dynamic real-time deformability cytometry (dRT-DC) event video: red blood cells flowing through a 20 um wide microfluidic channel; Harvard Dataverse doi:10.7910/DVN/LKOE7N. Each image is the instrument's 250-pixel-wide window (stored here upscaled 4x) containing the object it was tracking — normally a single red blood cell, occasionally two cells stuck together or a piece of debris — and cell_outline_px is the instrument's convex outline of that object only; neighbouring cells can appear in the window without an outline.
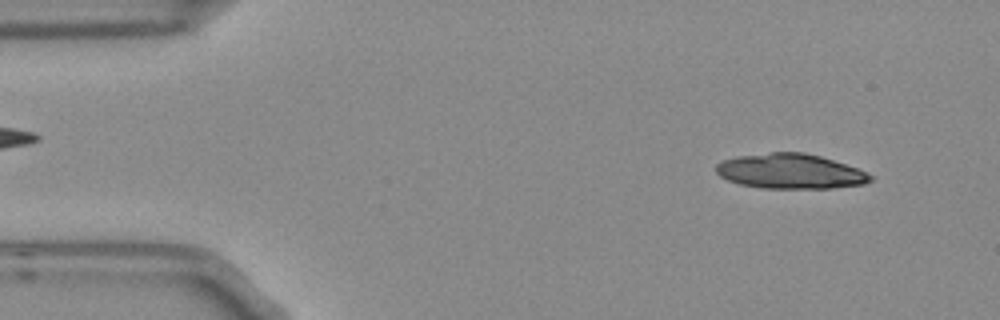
{"species": "Egyptian fruit bat (a non-hibernating species)", "species_latin": "Rousettus aegyptiacus", "temperature_condition": "room temperature", "stored_images_in_passage": 3, "camera_frame_rate_fps": 3000, "um_per_image_px": 0.085, "frame": {"image": 1, "passage_image": 1, "time_ms": 0.0, "image_size_px": [1000, 320], "cell_outline_px": [[872, 180], [864, 184], [832, 188], [760, 188], [740, 184], [728, 180], [720, 176], [716, 172], [716, 164], [720, 160], [736, 156], [768, 152], [804, 152], [820, 156], [856, 168], [872, 176]], "centroid_in_image_um": [67.12, 14.55], "position_along_channel_um": 17.9, "area_um2": 31.39}}